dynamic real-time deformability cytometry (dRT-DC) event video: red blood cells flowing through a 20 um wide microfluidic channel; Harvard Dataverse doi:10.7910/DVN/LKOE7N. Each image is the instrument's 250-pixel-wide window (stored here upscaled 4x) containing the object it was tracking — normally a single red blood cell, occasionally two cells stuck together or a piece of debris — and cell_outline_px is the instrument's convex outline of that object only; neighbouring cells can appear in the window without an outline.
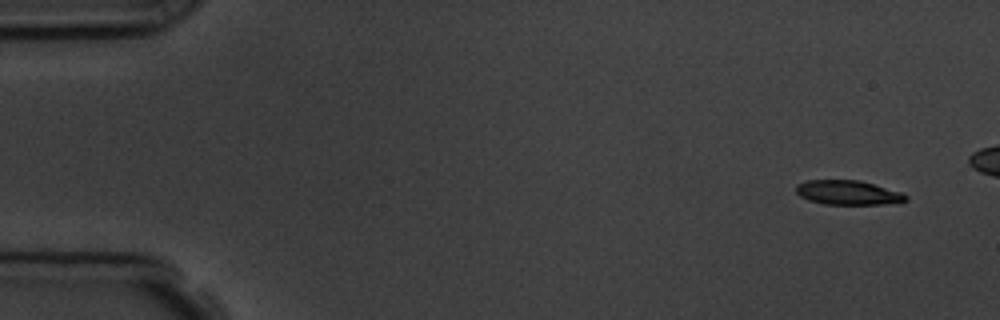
{"species": "common noctule bat (a hibernating species)", "species_latin": "Nyctalus noctula", "temperature_condition": "room temperature", "stored_images_in_passage": 6, "camera_frame_rate_fps": 3000, "um_per_image_px": 0.085, "animal": {"sex": "male", "body_mass_g": 19.5, "forearm_length_mm": 54.6}, "frame": {"image": 1, "passage_image": 1, "time_ms": 0.0, "image_size_px": [1000, 320], "cell_outline_px": [[908, 200], [884, 204], [824, 204], [808, 200], [800, 196], [796, 192], [796, 184], [808, 180], [860, 180], [904, 192], [908, 196]], "centroid_in_image_um": [72.1, 16.36], "position_along_channel_um": 12.9, "area_um2": 15.72}}